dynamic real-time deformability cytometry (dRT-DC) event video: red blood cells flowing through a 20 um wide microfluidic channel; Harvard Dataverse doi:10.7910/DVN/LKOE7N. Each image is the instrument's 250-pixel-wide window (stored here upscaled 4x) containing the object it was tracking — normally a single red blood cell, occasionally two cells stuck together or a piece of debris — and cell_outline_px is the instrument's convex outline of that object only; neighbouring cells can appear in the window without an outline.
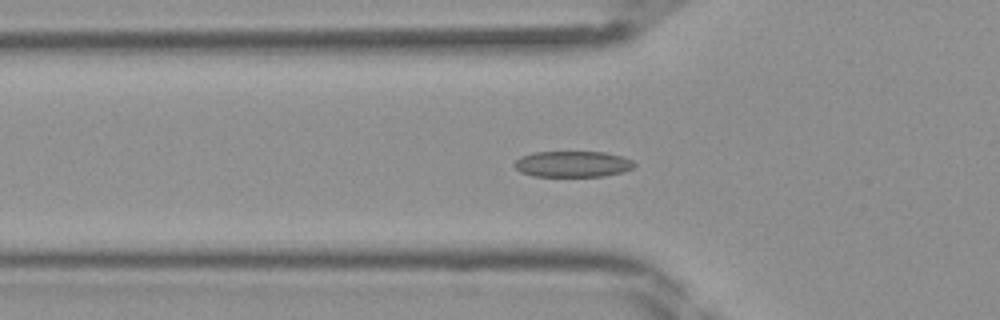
{"species": "Egyptian fruit bat (a non-hibernating species)", "species_latin": "Rousettus aegyptiacus", "temperature_condition": "room temperature", "stored_images_in_passage": 35, "segment_of_instrument_passage": [1, 2], "camera_frame_rate_fps": 3000, "um_per_image_px": 0.085, "frame": {"image": 1, "passage_image": 5, "time_ms": 1.333, "image_size_px": [1000, 320], "cell_outline_px": [[636, 164], [632, 168], [620, 172], [604, 176], [532, 176], [520, 172], [512, 164], [520, 156], [532, 152], [604, 152], [620, 156], [632, 160]], "centroid_in_image_um": [48.62, 13.94], "position_along_channel_um": 77.2, "area_um2": 18.15}}
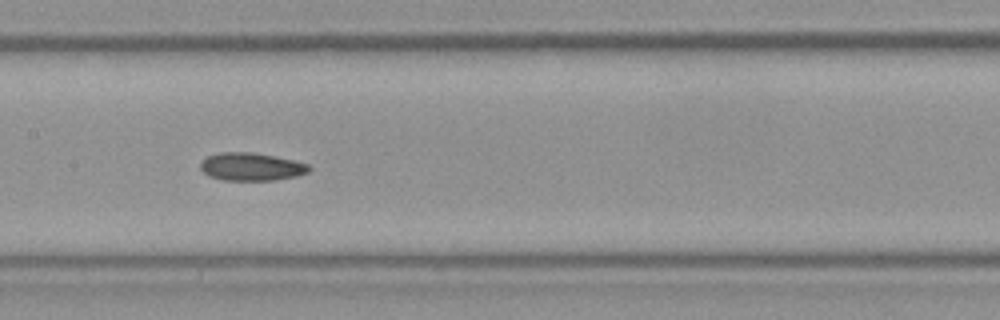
{"frame": {"image": 2, "passage_image": 12, "time_ms": 3.667, "image_size_px": [1000, 320], "cell_outline_px": [[312, 168], [308, 172], [296, 176], [276, 180], [224, 180], [208, 176], [200, 168], [200, 164], [208, 156], [220, 152], [252, 152], [292, 160], [308, 164]], "centroid_in_image_um": [21.36, 14.18], "position_along_channel_um": 186.0, "area_um2": 17.51}}
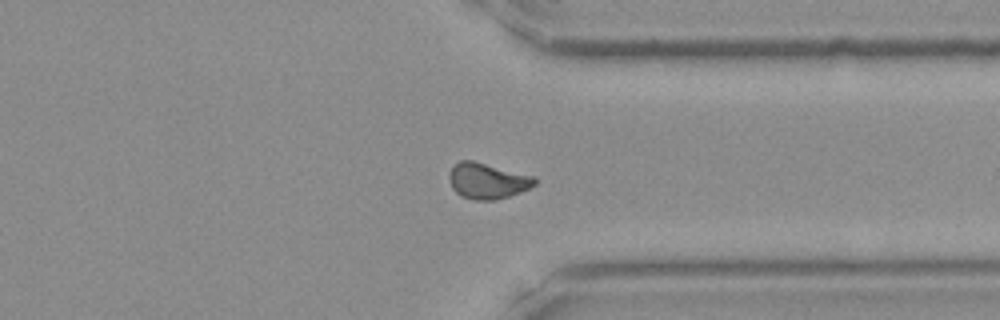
{"frame": {"image": 3, "passage_image": 24, "time_ms": 7.667, "image_size_px": [1000, 320], "cell_outline_px": [[536, 184], [520, 192], [496, 200], [472, 200], [460, 196], [452, 188], [448, 176], [452, 164], [460, 160], [472, 160], [536, 176]], "centroid_in_image_um": [41.4, 15.36], "position_along_channel_um": 370.0, "area_um2": 18.09}}